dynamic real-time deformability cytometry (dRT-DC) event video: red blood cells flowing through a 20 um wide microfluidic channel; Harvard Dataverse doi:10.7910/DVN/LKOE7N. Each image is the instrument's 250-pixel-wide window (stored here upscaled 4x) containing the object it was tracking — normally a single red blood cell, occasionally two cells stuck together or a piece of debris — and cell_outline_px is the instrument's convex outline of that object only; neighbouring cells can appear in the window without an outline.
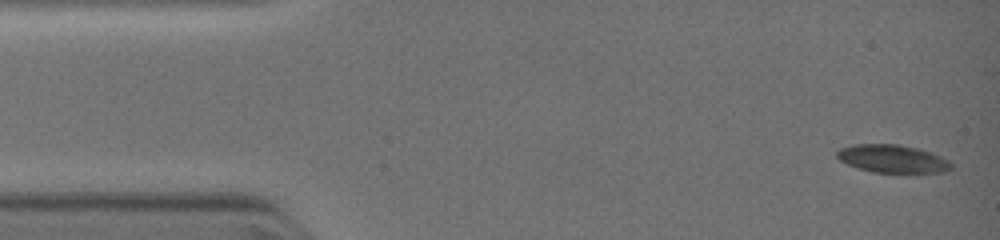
{"species": "common noctule bat (a hibernating species)", "species_latin": "Nyctalus noctula", "temperature_condition": "warm", "stored_images_in_passage": 23, "camera_frame_rate_fps": 3000, "um_per_image_px": 0.085, "animal": {"sex": "female", "body_mass_g": 19.0, "forearm_length_mm": 51.5}, "frame": {"image": 1, "passage_image": 1, "time_ms": 0.0, "image_size_px": [1000, 240], "cell_outline_px": [[952, 168], [944, 172], [872, 172], [848, 164], [840, 160], [836, 156], [836, 152], [840, 148], [852, 144], [896, 144], [916, 148], [932, 152], [948, 160], [952, 164]], "centroid_in_image_um": [75.85, 13.48], "position_along_channel_um": 9.1, "area_um2": 18.44}}
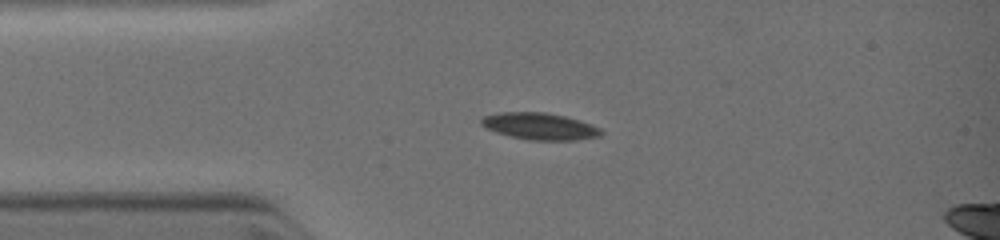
{"frame": {"image": 2, "passage_image": 16, "time_ms": 2.333, "image_size_px": [1000, 240], "cell_outline_px": [[604, 136], [576, 140], [528, 140], [496, 132], [480, 124], [480, 120], [484, 116], [504, 112], [544, 112], [564, 116], [600, 128], [604, 132]], "centroid_in_image_um": [45.9, 10.74], "position_along_channel_um": 39.1, "area_um2": 18.5}}
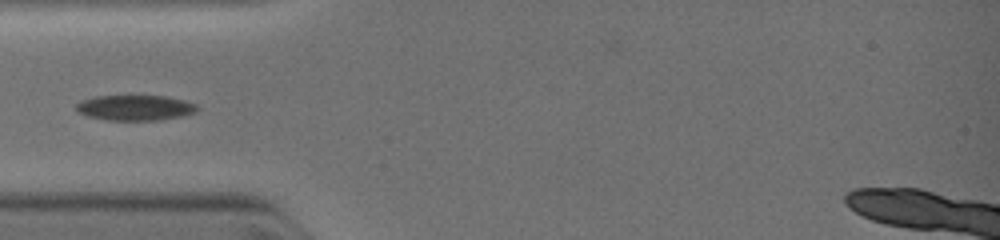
{"frame": {"image": 3, "passage_image": 20, "time_ms": 3.333, "image_size_px": [1000, 240], "cell_outline_px": [[200, 108], [196, 112], [180, 116], [160, 120], [108, 120], [88, 116], [76, 112], [76, 104], [80, 100], [96, 96], [164, 96], [184, 100], [196, 104]], "centroid_in_image_um": [11.47, 9.16], "position_along_channel_um": 73.5, "area_um2": 17.92}}